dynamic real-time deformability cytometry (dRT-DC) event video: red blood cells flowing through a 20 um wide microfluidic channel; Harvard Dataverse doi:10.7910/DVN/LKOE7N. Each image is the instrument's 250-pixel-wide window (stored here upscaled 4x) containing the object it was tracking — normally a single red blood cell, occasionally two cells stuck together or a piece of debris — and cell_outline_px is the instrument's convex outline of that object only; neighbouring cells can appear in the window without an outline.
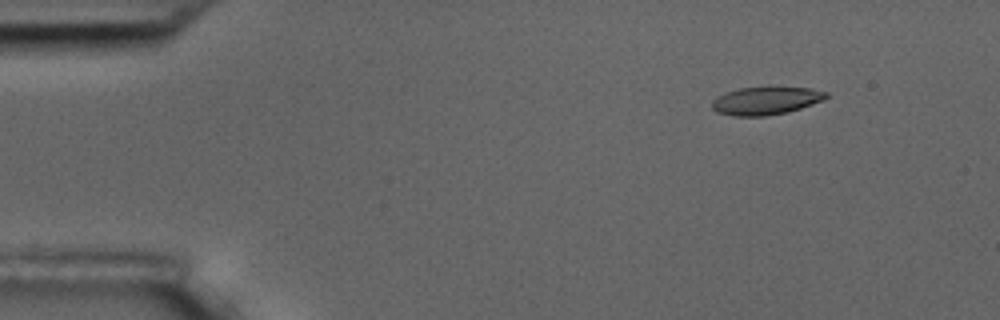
{"species": "common noctule bat (a hibernating species)", "species_latin": "Nyctalus noctula", "temperature_condition": "room temperature", "stored_images_in_passage": 5, "camera_frame_rate_fps": 3000, "um_per_image_px": 0.085, "animal": {"sex": "male", "body_mass_g": 17.5, "forearm_length_mm": 52.3}, "frame": {"image": 1, "passage_image": 2, "time_ms": 1.0, "image_size_px": [1000, 320], "cell_outline_px": [[828, 96], [824, 100], [788, 112], [764, 116], [732, 116], [716, 112], [712, 108], [712, 100], [724, 92], [740, 88], [768, 84], [808, 88], [828, 92]], "centroid_in_image_um": [65.09, 8.51], "position_along_channel_um": 19.9, "area_um2": 19.36}}
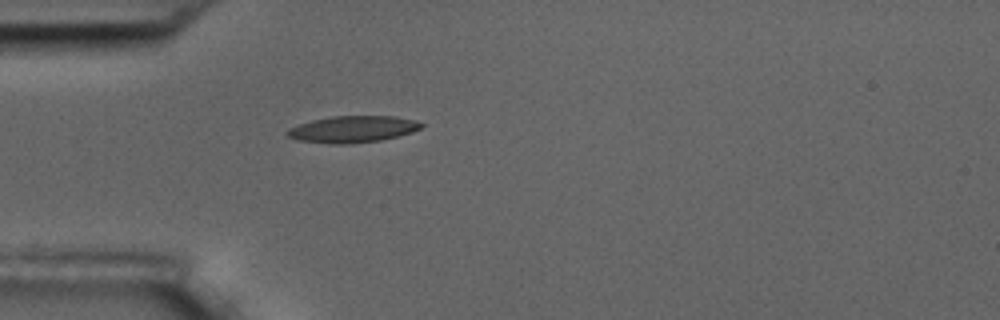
{"frame": {"image": 2, "passage_image": 5, "time_ms": 4.333, "image_size_px": [1000, 320], "cell_outline_px": [[424, 124], [420, 128], [412, 132], [380, 140], [344, 144], [332, 144], [300, 140], [288, 136], [284, 132], [288, 128], [312, 120], [332, 116], [396, 116], [416, 120]], "centroid_in_image_um": [29.97, 10.97], "position_along_channel_um": 55.0, "area_um2": 20.63}}